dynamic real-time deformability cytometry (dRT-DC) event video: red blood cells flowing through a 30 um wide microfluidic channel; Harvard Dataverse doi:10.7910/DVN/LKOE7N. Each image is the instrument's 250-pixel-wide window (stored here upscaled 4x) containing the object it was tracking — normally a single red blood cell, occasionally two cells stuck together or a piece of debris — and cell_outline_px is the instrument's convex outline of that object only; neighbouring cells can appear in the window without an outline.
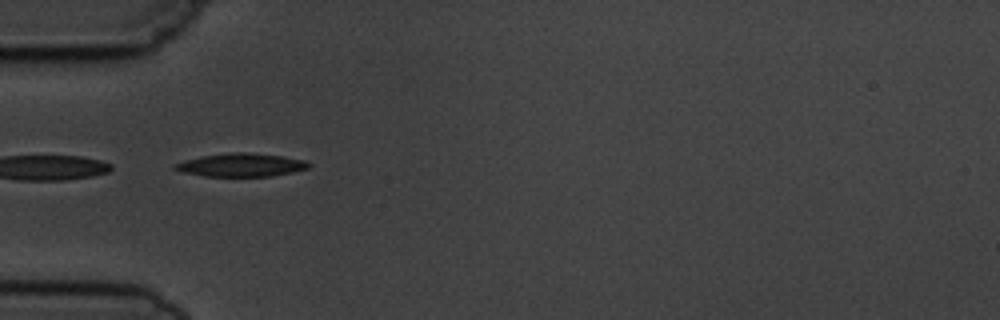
{"species": "common noctule bat (a hibernating species)", "species_latin": "Nyctalus noctula", "temperature_condition": "cold", "stored_images_in_passage": 2, "camera_frame_rate_fps": 3000, "um_per_image_px": 0.085, "animal": {"sex": "male", "body_mass_g": 19.5, "forearm_length_mm": 54.6}, "frame": {"image": 1, "passage_image": 2, "time_ms": 1.0, "image_size_px": [1000, 320], "cell_outline_px": [[312, 164], [308, 168], [292, 172], [272, 176], [204, 176], [184, 172], [172, 168], [172, 164], [184, 160], [200, 156], [232, 152], [244, 152], [284, 156], [304, 160]], "centroid_in_image_um": [20.48, 14.02], "position_along_channel_um": 64.5, "area_um2": 18.15}}